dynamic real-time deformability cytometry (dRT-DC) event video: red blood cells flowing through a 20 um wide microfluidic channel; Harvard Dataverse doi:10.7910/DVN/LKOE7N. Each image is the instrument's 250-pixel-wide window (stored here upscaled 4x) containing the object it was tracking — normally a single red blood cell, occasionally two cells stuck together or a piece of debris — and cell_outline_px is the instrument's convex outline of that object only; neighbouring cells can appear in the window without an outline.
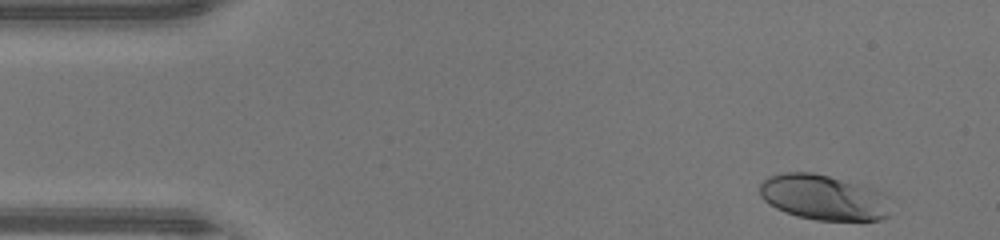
{"species": "human", "species_latin": "Homo sapiens", "temperature_condition": "warm", "stored_images_in_passage": 38, "camera_frame_rate_fps": 3000, "um_per_image_px": 0.085, "donor": {"sex": "male"}, "frame": {"image": 1, "passage_image": 1, "time_ms": 0.0, "image_size_px": [1000, 240], "cell_outline_px": [[888, 216], [880, 220], [816, 220], [796, 216], [776, 208], [764, 200], [760, 196], [760, 184], [768, 176], [784, 172], [812, 172], [828, 176], [840, 180], [856, 188]], "centroid_in_image_um": [69.52, 16.79], "position_along_channel_um": 15.5, "area_um2": 31.04}}
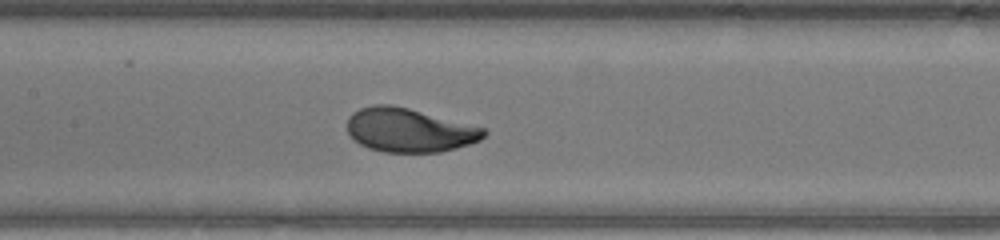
{"frame": {"image": 2, "passage_image": 19, "time_ms": 6.0, "image_size_px": [1000, 240], "cell_outline_px": [[488, 132], [480, 140], [456, 148], [440, 152], [384, 152], [368, 148], [360, 144], [348, 132], [348, 116], [352, 112], [360, 108], [372, 104], [392, 104], [408, 108], [484, 128]], "centroid_in_image_um": [34.76, 11.06], "position_along_channel_um": 172.6, "area_um2": 34.74}}
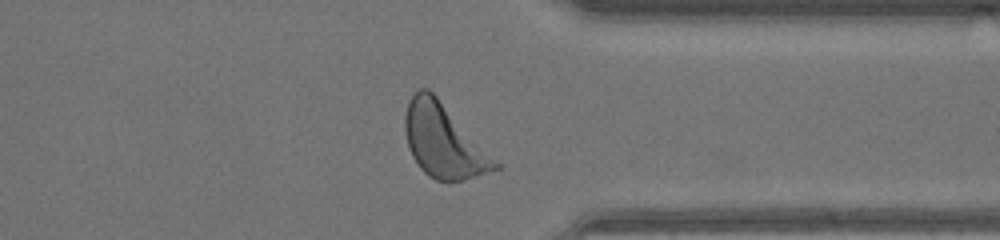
{"frame": {"image": 3, "passage_image": 33, "time_ms": 10.667, "image_size_px": [1000, 240], "cell_outline_px": [[504, 168], [448, 184], [436, 180], [428, 176], [420, 168], [412, 156], [408, 148], [404, 132], [404, 116], [408, 100], [420, 88], [428, 88], [436, 96]], "centroid_in_image_um": [37.68, 12.03], "position_along_channel_um": 373.7, "area_um2": 38.49}, "authors_computed_cell_mechanics": {"area_um2": 34.0153, "velocity_mm_per_s": 4.424, "shape_relaxation_time_tau1_ms": 1.8794, "shape_relaxation_time_tau2_ms": null, "deformation_change_tau1": 0.1471, "deformation_change_tau2": null}}